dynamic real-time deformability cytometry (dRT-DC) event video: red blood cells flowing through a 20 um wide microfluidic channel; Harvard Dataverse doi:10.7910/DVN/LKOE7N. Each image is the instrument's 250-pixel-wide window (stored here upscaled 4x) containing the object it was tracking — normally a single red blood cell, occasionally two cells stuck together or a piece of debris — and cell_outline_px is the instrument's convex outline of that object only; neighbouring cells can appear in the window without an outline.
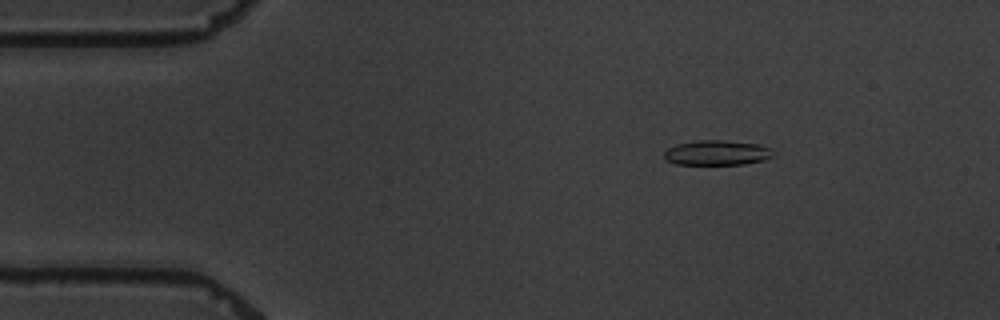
{"species": "common noctule bat (a hibernating species)", "species_latin": "Nyctalus noctula", "temperature_condition": "warm", "stored_images_in_passage": 4, "camera_frame_rate_fps": 3000, "um_per_image_px": 0.085, "animal": {"sex": "male", "body_mass_g": 19.5, "forearm_length_mm": 54.6}, "frame": {"image": 1, "passage_image": 2, "time_ms": 1.0, "image_size_px": [1000, 320], "cell_outline_px": [[772, 156], [764, 160], [744, 164], [676, 164], [664, 160], [664, 152], [668, 148], [676, 144], [700, 140], [724, 140], [760, 144], [768, 148], [772, 152]], "centroid_in_image_um": [60.9, 12.98], "position_along_channel_um": 24.1, "area_um2": 15.78}}
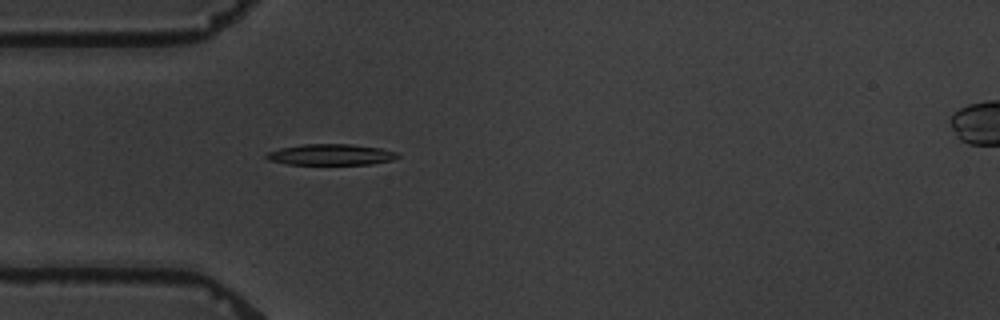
{"frame": {"image": 2, "passage_image": 4, "time_ms": 3.667, "image_size_px": [1000, 320], "cell_outline_px": [[400, 156], [392, 160], [372, 164], [288, 164], [268, 160], [264, 156], [268, 152], [280, 148], [304, 144], [348, 144], [380, 148], [396, 152]], "centroid_in_image_um": [28.11, 13.14], "position_along_channel_um": 56.9, "area_um2": 15.95}}